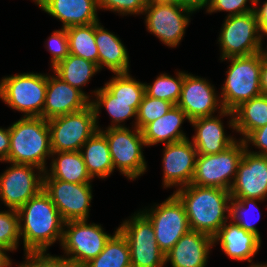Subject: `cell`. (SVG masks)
Wrapping results in <instances>:
<instances>
[{"instance_id":"obj_40","label":"cell","mask_w":267,"mask_h":267,"mask_svg":"<svg viewBox=\"0 0 267 267\" xmlns=\"http://www.w3.org/2000/svg\"><path fill=\"white\" fill-rule=\"evenodd\" d=\"M251 11H254L252 0H211L205 13L228 12L226 17H230Z\"/></svg>"},{"instance_id":"obj_19","label":"cell","mask_w":267,"mask_h":267,"mask_svg":"<svg viewBox=\"0 0 267 267\" xmlns=\"http://www.w3.org/2000/svg\"><path fill=\"white\" fill-rule=\"evenodd\" d=\"M231 199H267V156L244 150L230 189Z\"/></svg>"},{"instance_id":"obj_5","label":"cell","mask_w":267,"mask_h":267,"mask_svg":"<svg viewBox=\"0 0 267 267\" xmlns=\"http://www.w3.org/2000/svg\"><path fill=\"white\" fill-rule=\"evenodd\" d=\"M47 73H18L0 79V99L22 117H41L45 105Z\"/></svg>"},{"instance_id":"obj_8","label":"cell","mask_w":267,"mask_h":267,"mask_svg":"<svg viewBox=\"0 0 267 267\" xmlns=\"http://www.w3.org/2000/svg\"><path fill=\"white\" fill-rule=\"evenodd\" d=\"M88 220L67 221L64 224L61 244L65 255L61 257L71 267H83L97 257L112 236L104 231L101 224Z\"/></svg>"},{"instance_id":"obj_31","label":"cell","mask_w":267,"mask_h":267,"mask_svg":"<svg viewBox=\"0 0 267 267\" xmlns=\"http://www.w3.org/2000/svg\"><path fill=\"white\" fill-rule=\"evenodd\" d=\"M83 267H131L129 244L118 228L106 242L103 251Z\"/></svg>"},{"instance_id":"obj_16","label":"cell","mask_w":267,"mask_h":267,"mask_svg":"<svg viewBox=\"0 0 267 267\" xmlns=\"http://www.w3.org/2000/svg\"><path fill=\"white\" fill-rule=\"evenodd\" d=\"M207 78L184 71V82L176 104L191 120L213 116L224 110L220 94Z\"/></svg>"},{"instance_id":"obj_9","label":"cell","mask_w":267,"mask_h":267,"mask_svg":"<svg viewBox=\"0 0 267 267\" xmlns=\"http://www.w3.org/2000/svg\"><path fill=\"white\" fill-rule=\"evenodd\" d=\"M245 149L243 140L238 139L223 152L209 155L198 154L191 184L230 191Z\"/></svg>"},{"instance_id":"obj_3","label":"cell","mask_w":267,"mask_h":267,"mask_svg":"<svg viewBox=\"0 0 267 267\" xmlns=\"http://www.w3.org/2000/svg\"><path fill=\"white\" fill-rule=\"evenodd\" d=\"M8 158L1 163L29 164L46 170L52 155L48 121L42 117H22L9 126Z\"/></svg>"},{"instance_id":"obj_45","label":"cell","mask_w":267,"mask_h":267,"mask_svg":"<svg viewBox=\"0 0 267 267\" xmlns=\"http://www.w3.org/2000/svg\"><path fill=\"white\" fill-rule=\"evenodd\" d=\"M211 0H182V6L191 10L193 13L209 7Z\"/></svg>"},{"instance_id":"obj_6","label":"cell","mask_w":267,"mask_h":267,"mask_svg":"<svg viewBox=\"0 0 267 267\" xmlns=\"http://www.w3.org/2000/svg\"><path fill=\"white\" fill-rule=\"evenodd\" d=\"M97 128L106 136L114 170L132 181L147 172L148 164L143 154L146 144L141 130L137 127Z\"/></svg>"},{"instance_id":"obj_33","label":"cell","mask_w":267,"mask_h":267,"mask_svg":"<svg viewBox=\"0 0 267 267\" xmlns=\"http://www.w3.org/2000/svg\"><path fill=\"white\" fill-rule=\"evenodd\" d=\"M104 87L116 100L134 101V109L138 111L139 105L145 95V82L137 81L130 73L112 75Z\"/></svg>"},{"instance_id":"obj_41","label":"cell","mask_w":267,"mask_h":267,"mask_svg":"<svg viewBox=\"0 0 267 267\" xmlns=\"http://www.w3.org/2000/svg\"><path fill=\"white\" fill-rule=\"evenodd\" d=\"M24 256L17 267H71L61 256L47 252H25Z\"/></svg>"},{"instance_id":"obj_11","label":"cell","mask_w":267,"mask_h":267,"mask_svg":"<svg viewBox=\"0 0 267 267\" xmlns=\"http://www.w3.org/2000/svg\"><path fill=\"white\" fill-rule=\"evenodd\" d=\"M48 121L52 152L80 151L98 131L95 112L90 104L83 110L51 118Z\"/></svg>"},{"instance_id":"obj_22","label":"cell","mask_w":267,"mask_h":267,"mask_svg":"<svg viewBox=\"0 0 267 267\" xmlns=\"http://www.w3.org/2000/svg\"><path fill=\"white\" fill-rule=\"evenodd\" d=\"M35 5L61 21L62 28L100 22L97 0H38Z\"/></svg>"},{"instance_id":"obj_25","label":"cell","mask_w":267,"mask_h":267,"mask_svg":"<svg viewBox=\"0 0 267 267\" xmlns=\"http://www.w3.org/2000/svg\"><path fill=\"white\" fill-rule=\"evenodd\" d=\"M185 120L190 122L186 113L175 105L168 113L149 123L142 130L146 147L155 146L158 143L166 145L189 138L182 130Z\"/></svg>"},{"instance_id":"obj_24","label":"cell","mask_w":267,"mask_h":267,"mask_svg":"<svg viewBox=\"0 0 267 267\" xmlns=\"http://www.w3.org/2000/svg\"><path fill=\"white\" fill-rule=\"evenodd\" d=\"M95 42L99 53V69L107 68L113 74L130 73V60L127 48L118 35L95 22Z\"/></svg>"},{"instance_id":"obj_2","label":"cell","mask_w":267,"mask_h":267,"mask_svg":"<svg viewBox=\"0 0 267 267\" xmlns=\"http://www.w3.org/2000/svg\"><path fill=\"white\" fill-rule=\"evenodd\" d=\"M183 203L190 229L212 238L230 220V191L193 184L173 192Z\"/></svg>"},{"instance_id":"obj_27","label":"cell","mask_w":267,"mask_h":267,"mask_svg":"<svg viewBox=\"0 0 267 267\" xmlns=\"http://www.w3.org/2000/svg\"><path fill=\"white\" fill-rule=\"evenodd\" d=\"M89 94L91 100L90 104L95 112L97 127H99V116L102 108L106 109L111 119V125H108L106 128L126 127V120L133 119V117L134 121H132V127H136L137 111L134 109V101L116 100V97L104 86L93 90Z\"/></svg>"},{"instance_id":"obj_1","label":"cell","mask_w":267,"mask_h":267,"mask_svg":"<svg viewBox=\"0 0 267 267\" xmlns=\"http://www.w3.org/2000/svg\"><path fill=\"white\" fill-rule=\"evenodd\" d=\"M25 252H48L56 241L61 244L65 221L50 197L42 190L17 210Z\"/></svg>"},{"instance_id":"obj_13","label":"cell","mask_w":267,"mask_h":267,"mask_svg":"<svg viewBox=\"0 0 267 267\" xmlns=\"http://www.w3.org/2000/svg\"><path fill=\"white\" fill-rule=\"evenodd\" d=\"M143 15H146L144 22L148 33L167 47L177 48L185 36L193 12L178 4L149 0Z\"/></svg>"},{"instance_id":"obj_36","label":"cell","mask_w":267,"mask_h":267,"mask_svg":"<svg viewBox=\"0 0 267 267\" xmlns=\"http://www.w3.org/2000/svg\"><path fill=\"white\" fill-rule=\"evenodd\" d=\"M173 107L171 102L152 98L145 93L137 111L136 127L142 131L149 123L161 118Z\"/></svg>"},{"instance_id":"obj_15","label":"cell","mask_w":267,"mask_h":267,"mask_svg":"<svg viewBox=\"0 0 267 267\" xmlns=\"http://www.w3.org/2000/svg\"><path fill=\"white\" fill-rule=\"evenodd\" d=\"M43 191L50 197L65 222L89 220L92 183H71L43 179Z\"/></svg>"},{"instance_id":"obj_49","label":"cell","mask_w":267,"mask_h":267,"mask_svg":"<svg viewBox=\"0 0 267 267\" xmlns=\"http://www.w3.org/2000/svg\"><path fill=\"white\" fill-rule=\"evenodd\" d=\"M250 265H249V267H267V262H263V263H259V262H257V263H255L254 261H250V262H248Z\"/></svg>"},{"instance_id":"obj_30","label":"cell","mask_w":267,"mask_h":267,"mask_svg":"<svg viewBox=\"0 0 267 267\" xmlns=\"http://www.w3.org/2000/svg\"><path fill=\"white\" fill-rule=\"evenodd\" d=\"M50 69L63 81L82 91L89 99L90 95L86 91L84 92L83 87H86L92 80L91 78L100 72L96 63L72 54Z\"/></svg>"},{"instance_id":"obj_34","label":"cell","mask_w":267,"mask_h":267,"mask_svg":"<svg viewBox=\"0 0 267 267\" xmlns=\"http://www.w3.org/2000/svg\"><path fill=\"white\" fill-rule=\"evenodd\" d=\"M153 81L151 84L145 83V93L152 98L171 102L175 106L182 91L184 71H177L175 77L164 72Z\"/></svg>"},{"instance_id":"obj_14","label":"cell","mask_w":267,"mask_h":267,"mask_svg":"<svg viewBox=\"0 0 267 267\" xmlns=\"http://www.w3.org/2000/svg\"><path fill=\"white\" fill-rule=\"evenodd\" d=\"M8 164L0 174V200L8 209L18 210L43 190L44 170L29 164Z\"/></svg>"},{"instance_id":"obj_48","label":"cell","mask_w":267,"mask_h":267,"mask_svg":"<svg viewBox=\"0 0 267 267\" xmlns=\"http://www.w3.org/2000/svg\"><path fill=\"white\" fill-rule=\"evenodd\" d=\"M157 3H169V4H178L182 6V0H151Z\"/></svg>"},{"instance_id":"obj_43","label":"cell","mask_w":267,"mask_h":267,"mask_svg":"<svg viewBox=\"0 0 267 267\" xmlns=\"http://www.w3.org/2000/svg\"><path fill=\"white\" fill-rule=\"evenodd\" d=\"M260 5V2L254 5V13L256 14L261 32L264 37H267V0Z\"/></svg>"},{"instance_id":"obj_23","label":"cell","mask_w":267,"mask_h":267,"mask_svg":"<svg viewBox=\"0 0 267 267\" xmlns=\"http://www.w3.org/2000/svg\"><path fill=\"white\" fill-rule=\"evenodd\" d=\"M262 240L254 233L248 232L228 220L213 237V247H220L228 258L236 261H253L258 253Z\"/></svg>"},{"instance_id":"obj_7","label":"cell","mask_w":267,"mask_h":267,"mask_svg":"<svg viewBox=\"0 0 267 267\" xmlns=\"http://www.w3.org/2000/svg\"><path fill=\"white\" fill-rule=\"evenodd\" d=\"M217 39L219 60L249 56L266 50L263 47L264 35L254 11L225 17Z\"/></svg>"},{"instance_id":"obj_17","label":"cell","mask_w":267,"mask_h":267,"mask_svg":"<svg viewBox=\"0 0 267 267\" xmlns=\"http://www.w3.org/2000/svg\"><path fill=\"white\" fill-rule=\"evenodd\" d=\"M225 116L229 118L227 126L229 125L228 127L234 132V114L230 110L224 109L217 115L199 117L189 122L194 127L195 135L192 136L191 142L197 154L209 155L223 152L238 140L234 138L236 136L226 134L222 121Z\"/></svg>"},{"instance_id":"obj_29","label":"cell","mask_w":267,"mask_h":267,"mask_svg":"<svg viewBox=\"0 0 267 267\" xmlns=\"http://www.w3.org/2000/svg\"><path fill=\"white\" fill-rule=\"evenodd\" d=\"M234 127L244 140L252 131L267 125V95L261 94L233 110Z\"/></svg>"},{"instance_id":"obj_50","label":"cell","mask_w":267,"mask_h":267,"mask_svg":"<svg viewBox=\"0 0 267 267\" xmlns=\"http://www.w3.org/2000/svg\"><path fill=\"white\" fill-rule=\"evenodd\" d=\"M252 2H253V5H255L256 3L261 2V1L260 0H252Z\"/></svg>"},{"instance_id":"obj_38","label":"cell","mask_w":267,"mask_h":267,"mask_svg":"<svg viewBox=\"0 0 267 267\" xmlns=\"http://www.w3.org/2000/svg\"><path fill=\"white\" fill-rule=\"evenodd\" d=\"M149 0H97L99 11L103 9L120 16L143 15Z\"/></svg>"},{"instance_id":"obj_28","label":"cell","mask_w":267,"mask_h":267,"mask_svg":"<svg viewBox=\"0 0 267 267\" xmlns=\"http://www.w3.org/2000/svg\"><path fill=\"white\" fill-rule=\"evenodd\" d=\"M80 153L87 172L93 180L95 178L104 180L114 173L109 144L106 136L100 130L82 145Z\"/></svg>"},{"instance_id":"obj_32","label":"cell","mask_w":267,"mask_h":267,"mask_svg":"<svg viewBox=\"0 0 267 267\" xmlns=\"http://www.w3.org/2000/svg\"><path fill=\"white\" fill-rule=\"evenodd\" d=\"M68 35L69 53L96 63L99 53L95 42V23L65 28Z\"/></svg>"},{"instance_id":"obj_21","label":"cell","mask_w":267,"mask_h":267,"mask_svg":"<svg viewBox=\"0 0 267 267\" xmlns=\"http://www.w3.org/2000/svg\"><path fill=\"white\" fill-rule=\"evenodd\" d=\"M212 248L211 236L190 230L165 254V263L171 267H206Z\"/></svg>"},{"instance_id":"obj_20","label":"cell","mask_w":267,"mask_h":267,"mask_svg":"<svg viewBox=\"0 0 267 267\" xmlns=\"http://www.w3.org/2000/svg\"><path fill=\"white\" fill-rule=\"evenodd\" d=\"M90 99L79 89L72 87L56 74L47 73V88L42 118H51L83 110Z\"/></svg>"},{"instance_id":"obj_18","label":"cell","mask_w":267,"mask_h":267,"mask_svg":"<svg viewBox=\"0 0 267 267\" xmlns=\"http://www.w3.org/2000/svg\"><path fill=\"white\" fill-rule=\"evenodd\" d=\"M163 189L191 184L196 165L197 150L189 138L163 147Z\"/></svg>"},{"instance_id":"obj_42","label":"cell","mask_w":267,"mask_h":267,"mask_svg":"<svg viewBox=\"0 0 267 267\" xmlns=\"http://www.w3.org/2000/svg\"><path fill=\"white\" fill-rule=\"evenodd\" d=\"M243 142L249 152L267 156V125L252 131ZM250 144L259 151H251Z\"/></svg>"},{"instance_id":"obj_10","label":"cell","mask_w":267,"mask_h":267,"mask_svg":"<svg viewBox=\"0 0 267 267\" xmlns=\"http://www.w3.org/2000/svg\"><path fill=\"white\" fill-rule=\"evenodd\" d=\"M118 230L127 239L131 267H164L165 254L155 239L153 224L139 210L123 220Z\"/></svg>"},{"instance_id":"obj_26","label":"cell","mask_w":267,"mask_h":267,"mask_svg":"<svg viewBox=\"0 0 267 267\" xmlns=\"http://www.w3.org/2000/svg\"><path fill=\"white\" fill-rule=\"evenodd\" d=\"M50 168L44 171L43 179H58L71 183H92L80 151L52 152Z\"/></svg>"},{"instance_id":"obj_12","label":"cell","mask_w":267,"mask_h":267,"mask_svg":"<svg viewBox=\"0 0 267 267\" xmlns=\"http://www.w3.org/2000/svg\"><path fill=\"white\" fill-rule=\"evenodd\" d=\"M140 211L153 224L155 239L164 254L191 230L185 207L174 193L162 203H153L150 208L145 207Z\"/></svg>"},{"instance_id":"obj_47","label":"cell","mask_w":267,"mask_h":267,"mask_svg":"<svg viewBox=\"0 0 267 267\" xmlns=\"http://www.w3.org/2000/svg\"><path fill=\"white\" fill-rule=\"evenodd\" d=\"M9 251L11 252V250L0 246V267H12L14 262L7 254Z\"/></svg>"},{"instance_id":"obj_44","label":"cell","mask_w":267,"mask_h":267,"mask_svg":"<svg viewBox=\"0 0 267 267\" xmlns=\"http://www.w3.org/2000/svg\"><path fill=\"white\" fill-rule=\"evenodd\" d=\"M10 148V131L9 127H0V162L8 158Z\"/></svg>"},{"instance_id":"obj_4","label":"cell","mask_w":267,"mask_h":267,"mask_svg":"<svg viewBox=\"0 0 267 267\" xmlns=\"http://www.w3.org/2000/svg\"><path fill=\"white\" fill-rule=\"evenodd\" d=\"M263 51L249 56L221 59L230 62L221 86L220 100L225 110L233 111L241 103L260 96Z\"/></svg>"},{"instance_id":"obj_39","label":"cell","mask_w":267,"mask_h":267,"mask_svg":"<svg viewBox=\"0 0 267 267\" xmlns=\"http://www.w3.org/2000/svg\"><path fill=\"white\" fill-rule=\"evenodd\" d=\"M46 39L45 48L50 52V67L53 68L58 62L65 59L69 53L68 35L65 28L54 30Z\"/></svg>"},{"instance_id":"obj_37","label":"cell","mask_w":267,"mask_h":267,"mask_svg":"<svg viewBox=\"0 0 267 267\" xmlns=\"http://www.w3.org/2000/svg\"><path fill=\"white\" fill-rule=\"evenodd\" d=\"M20 241L19 216L17 210L7 209V211H0V246L14 252L18 249Z\"/></svg>"},{"instance_id":"obj_35","label":"cell","mask_w":267,"mask_h":267,"mask_svg":"<svg viewBox=\"0 0 267 267\" xmlns=\"http://www.w3.org/2000/svg\"><path fill=\"white\" fill-rule=\"evenodd\" d=\"M256 202H263L259 199L252 198H241L240 200L231 199L230 201V220L235 224L239 225L241 228L245 229L248 232L254 233L261 239L260 232L256 227V222L260 219L261 213L260 209L257 206ZM257 213V218L254 216V219H249L254 214ZM256 211V212H255ZM253 214L251 216V214ZM250 216V217H249Z\"/></svg>"},{"instance_id":"obj_46","label":"cell","mask_w":267,"mask_h":267,"mask_svg":"<svg viewBox=\"0 0 267 267\" xmlns=\"http://www.w3.org/2000/svg\"><path fill=\"white\" fill-rule=\"evenodd\" d=\"M267 48V46H266ZM260 89L262 94L267 95V49L263 51L260 73Z\"/></svg>"}]
</instances>
